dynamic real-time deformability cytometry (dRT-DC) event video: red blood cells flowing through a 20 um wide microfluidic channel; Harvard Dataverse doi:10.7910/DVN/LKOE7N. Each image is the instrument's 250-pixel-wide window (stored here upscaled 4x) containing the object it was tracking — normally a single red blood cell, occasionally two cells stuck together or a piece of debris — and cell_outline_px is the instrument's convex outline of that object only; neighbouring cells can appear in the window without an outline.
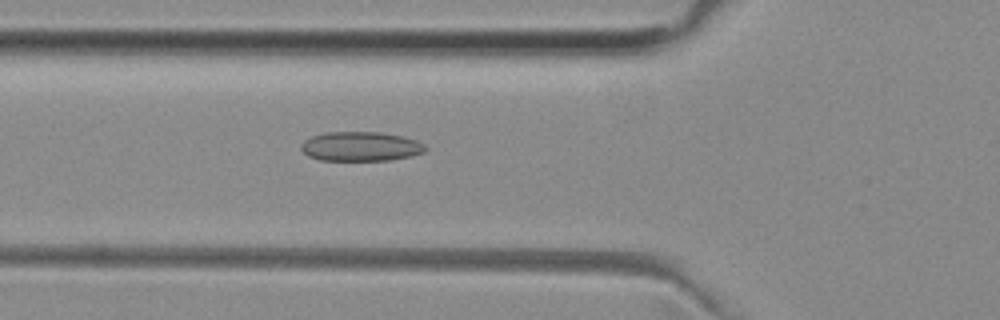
{"species": "common noctule bat (a hibernating species)", "species_latin": "Nyctalus noctula", "temperature_condition": "room temperature", "stored_images_in_passage": 52, "camera_frame_rate_fps": 3000, "um_per_image_px": 0.085, "animal": {"sex": "female", "body_mass_g": 29.2, "forearm_length_mm": 56.3}, "frame": {"image": 1, "passage_image": 19, "time_ms": 6.0, "image_size_px": [1000, 320], "cell_outline_px": [[428, 148], [424, 152], [412, 156], [388, 160], [320, 160], [308, 156], [300, 148], [300, 144], [304, 140], [312, 136], [324, 132], [380, 132], [404, 136], [416, 140], [424, 144]], "centroid_in_image_um": [30.66, 12.44], "position_along_channel_um": 95.1, "area_um2": 21.44}}
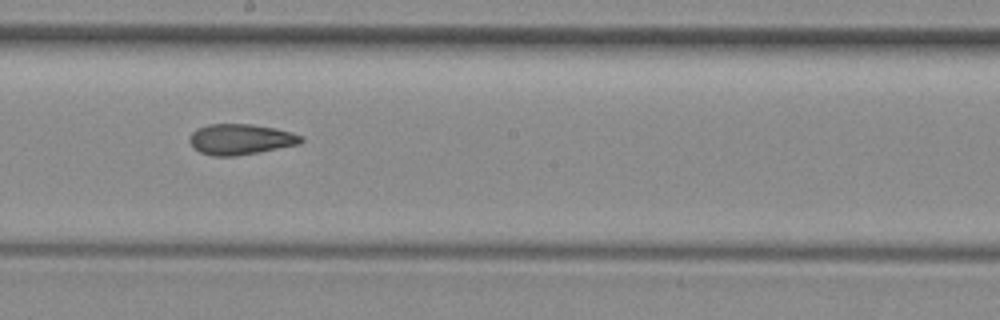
{"frame": {"image": 2, "passage_image": 29, "time_ms": 9.333, "image_size_px": [1000, 320], "cell_outline_px": [[304, 140], [300, 144], [256, 152], [232, 156], [212, 156], [200, 152], [192, 148], [188, 140], [192, 132], [196, 128], [208, 124], [252, 124], [276, 128], [292, 132], [304, 136]], "centroid_in_image_um": [20.43, 11.83], "position_along_channel_um": 227.8, "area_um2": 20.06}}
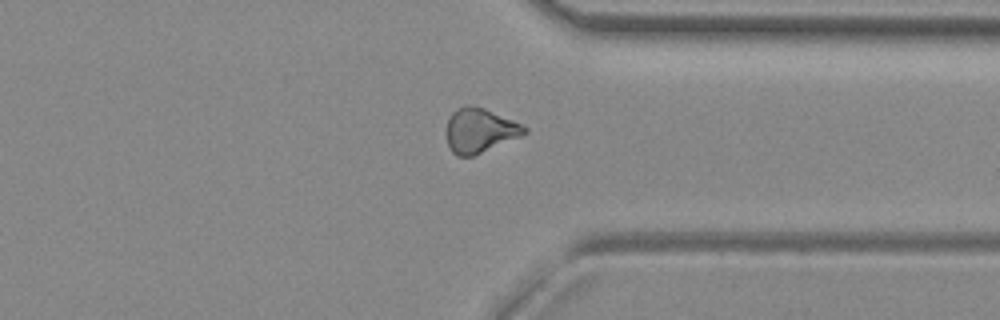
{"frame": {"image": 3, "passage_image": 40, "time_ms": 13.0, "image_size_px": [1000, 320], "cell_outline_px": [[528, 132], [520, 136], [472, 156], [456, 156], [452, 152], [448, 144], [448, 120], [452, 112], [456, 108], [464, 104], [468, 104], [484, 108], [512, 120], [528, 128]], "centroid_in_image_um": [40.76, 11.07], "position_along_channel_um": 370.6, "area_um2": 19.83}, "authors_computed_cell_mechanics": {"area_um2": 20.4612, "velocity_mm_per_s": 3.9673, "shape_relaxation_time_tau1_ms": null, "shape_relaxation_time_tau2_ms": 3.0344, "deformation_change_tau1": null, "deformation_change_tau2": 0.0868}}